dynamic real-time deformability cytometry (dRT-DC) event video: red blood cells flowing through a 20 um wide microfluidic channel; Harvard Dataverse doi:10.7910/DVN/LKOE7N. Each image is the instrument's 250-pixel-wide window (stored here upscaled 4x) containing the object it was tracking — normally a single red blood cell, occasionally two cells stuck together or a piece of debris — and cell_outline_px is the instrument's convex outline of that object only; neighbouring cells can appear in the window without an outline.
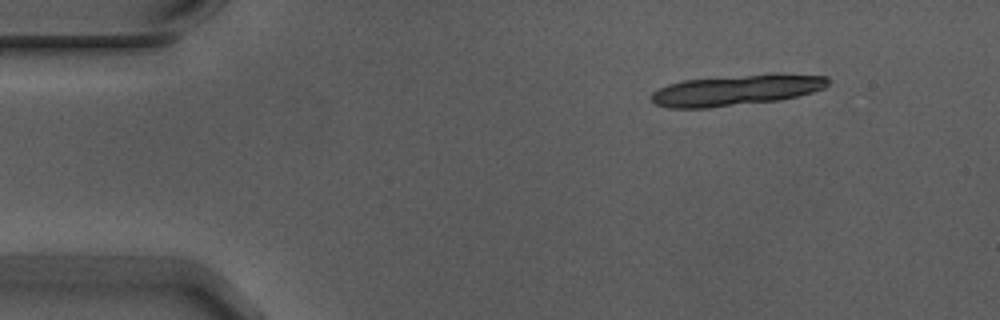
{"species": "Egyptian fruit bat (a non-hibernating species)", "species_latin": "Rousettus aegyptiacus", "temperature_condition": "warm", "stored_images_in_passage": 6, "segment_of_instrument_passage": [2, 2], "camera_frame_rate_fps": 3000, "um_per_image_px": 0.085, "animal": {"sex": "male"}, "frame": {"image": 1, "passage_image": 6, "time_ms": 1.667, "image_size_px": [1000, 320], "cell_outline_px": [[832, 80], [824, 88], [812, 92], [780, 100], [708, 108], [668, 108], [656, 104], [652, 100], [652, 92], [668, 84], [684, 80], [744, 76], [828, 76]], "centroid_in_image_um": [62.5, 7.71], "position_along_channel_um": 22.5, "area_um2": 30.46}}